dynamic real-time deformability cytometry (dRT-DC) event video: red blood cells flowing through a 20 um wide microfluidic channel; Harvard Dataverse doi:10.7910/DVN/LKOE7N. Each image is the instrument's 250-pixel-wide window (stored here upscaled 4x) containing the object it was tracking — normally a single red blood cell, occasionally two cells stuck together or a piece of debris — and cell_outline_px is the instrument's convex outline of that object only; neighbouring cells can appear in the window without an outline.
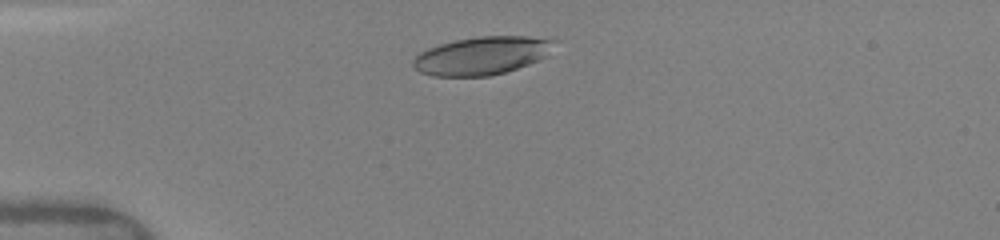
{"species": "human", "species_latin": "Homo sapiens", "temperature_condition": "warm", "stored_images_in_passage": 15, "camera_frame_rate_fps": 3000, "um_per_image_px": 0.085, "donor": {"sex": "female"}, "frame": {"image": 1, "passage_image": 10, "time_ms": 1.667, "image_size_px": [1000, 240], "cell_outline_px": [[560, 40], [540, 60], [504, 72], [488, 76], [432, 76], [420, 72], [412, 68], [412, 60], [420, 52], [428, 48], [440, 44], [456, 40], [480, 36], [524, 36]], "centroid_in_image_um": [40.94, 4.73], "position_along_channel_um": 44.1, "area_um2": 31.27}}